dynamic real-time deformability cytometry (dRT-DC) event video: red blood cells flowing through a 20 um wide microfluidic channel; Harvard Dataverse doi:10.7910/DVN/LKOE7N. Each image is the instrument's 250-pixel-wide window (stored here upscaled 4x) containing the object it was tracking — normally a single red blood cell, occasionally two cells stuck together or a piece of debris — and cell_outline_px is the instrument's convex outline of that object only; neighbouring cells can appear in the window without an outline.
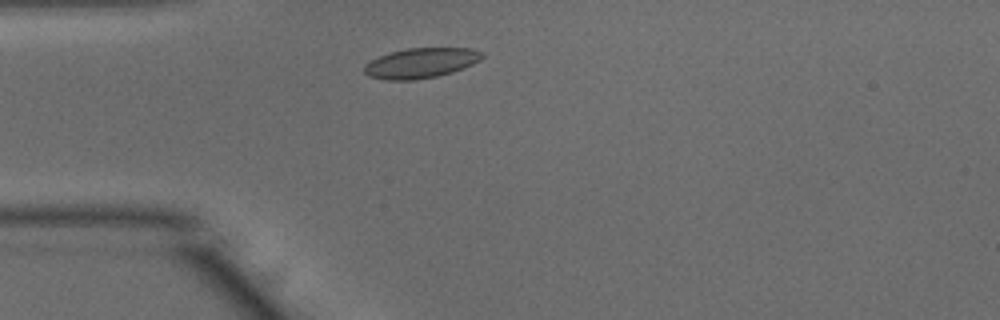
{"species": "common noctule bat (a hibernating species)", "species_latin": "Nyctalus noctula", "temperature_condition": "warm", "stored_images_in_passage": 29, "camera_frame_rate_fps": 3000, "um_per_image_px": 0.085, "animal": {"sex": "male", "body_mass_g": 15.6}, "frame": {"image": 1, "passage_image": 1, "time_ms": 0.0, "image_size_px": [1000, 320], "cell_outline_px": [[484, 56], [480, 60], [464, 68], [452, 72], [436, 76], [416, 80], [384, 80], [368, 76], [364, 72], [364, 64], [380, 56], [392, 52], [408, 48], [472, 48], [484, 52]], "centroid_in_image_um": [35.79, 5.36], "position_along_channel_um": 49.2, "area_um2": 20.69}}
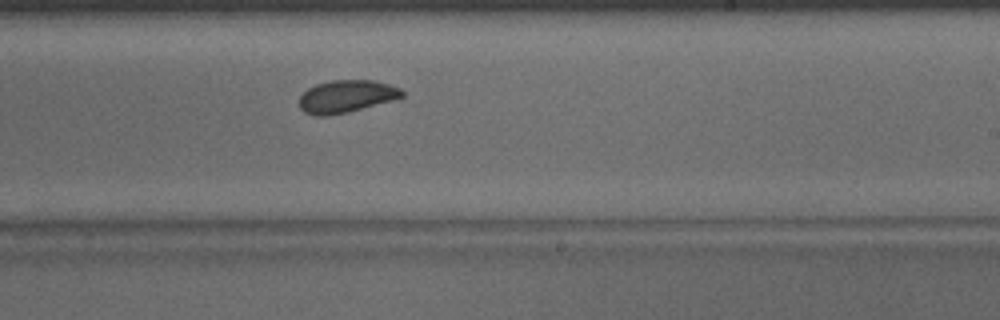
{"frame": {"image": 2, "passage_image": 18, "time_ms": 5.667, "image_size_px": [1000, 320], "cell_outline_px": [[404, 96], [392, 100], [348, 112], [328, 116], [316, 116], [304, 112], [300, 108], [300, 96], [308, 88], [316, 84], [332, 80], [372, 80], [388, 84], [400, 88], [404, 92]], "centroid_in_image_um": [29.42, 8.19], "position_along_channel_um": 259.6, "area_um2": 19.36}}
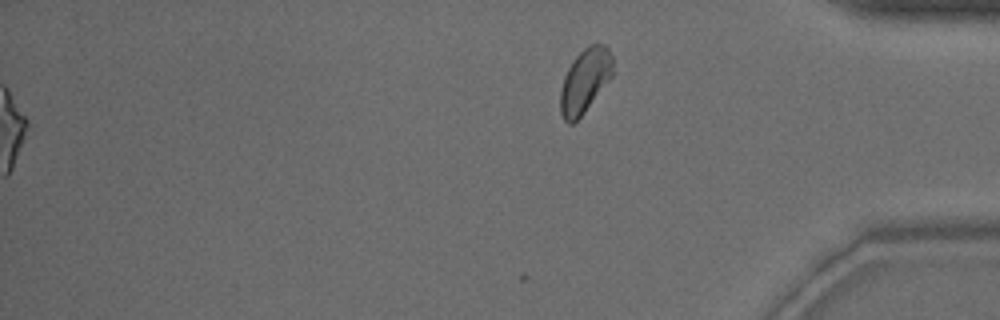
{"frame": {"image": 3, "passage_image": 29, "time_ms": 9.333, "image_size_px": [1000, 320], "cell_outline_px": [[612, 76], [584, 112], [572, 124], [568, 124], [564, 120], [560, 112], [560, 92], [564, 76], [572, 60], [584, 48], [592, 44], [604, 44], [608, 48], [612, 56]], "centroid_in_image_um": [49.7, 6.86], "position_along_channel_um": 385.5, "area_um2": 19.36}, "authors_computed_cell_mechanics": {"area_um2": 19.363, "velocity_mm_per_s": 3.8763, "shape_relaxation_time_tau1_ms": 5.9566, "shape_relaxation_time_tau2_ms": 1.4028, "deformation_change_tau1": 0.1247, "deformation_change_tau2": 0.0392}}